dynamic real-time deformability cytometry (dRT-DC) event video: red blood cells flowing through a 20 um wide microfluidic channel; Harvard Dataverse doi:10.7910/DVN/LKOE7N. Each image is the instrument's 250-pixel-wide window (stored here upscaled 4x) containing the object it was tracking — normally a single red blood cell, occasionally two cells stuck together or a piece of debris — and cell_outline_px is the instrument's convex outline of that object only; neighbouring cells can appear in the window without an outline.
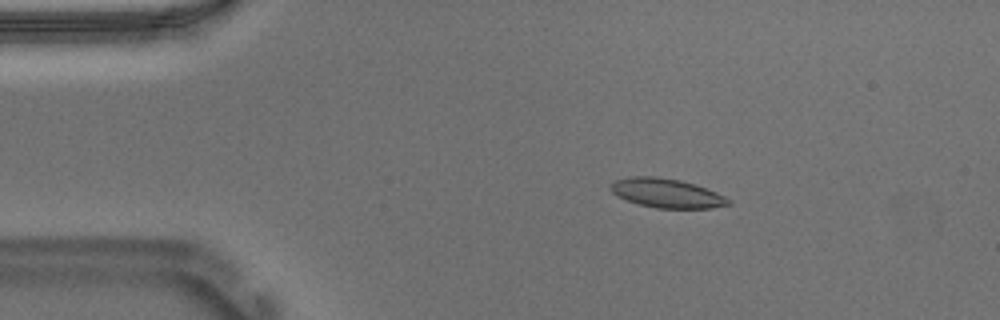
{"species": "Egyptian fruit bat (a non-hibernating species)", "species_latin": "Rousettus aegyptiacus", "temperature_condition": "warm", "stored_images_in_passage": 53, "camera_frame_rate_fps": 3000, "um_per_image_px": 0.085, "animal": {"sex": "male"}, "frame": {"image": 1, "passage_image": 8, "time_ms": 2.333, "image_size_px": [1000, 320], "cell_outline_px": [[732, 204], [712, 208], [656, 208], [640, 204], [628, 200], [612, 192], [608, 188], [616, 180], [628, 176], [656, 176], [680, 180], [696, 184], [716, 192], [732, 200]], "centroid_in_image_um": [56.7, 16.41], "position_along_channel_um": 28.3, "area_um2": 20.0}}
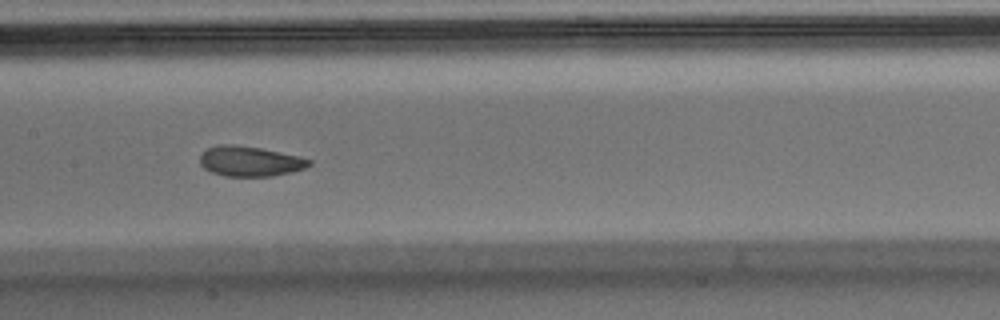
{"frame": {"image": 2, "passage_image": 25, "time_ms": 8.0, "image_size_px": [1000, 320], "cell_outline_px": [[312, 164], [304, 168], [292, 172], [272, 176], [224, 176], [212, 172], [204, 168], [200, 164], [200, 156], [208, 148], [220, 144], [236, 144], [260, 148], [300, 156], [312, 160]], "centroid_in_image_um": [21.26, 13.7], "position_along_channel_um": 186.1, "area_um2": 19.19}}
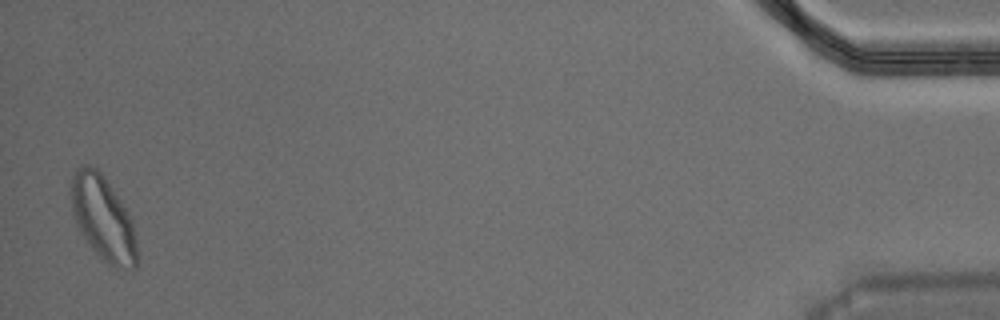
{"frame": {"image": 3, "passage_image": 52, "time_ms": 17.0, "image_size_px": [1000, 320], "cell_outline_px": [[136, 268], [132, 272], [116, 268], [100, 260], [80, 232], [76, 224], [72, 212], [68, 192], [72, 176], [80, 164], [88, 164], [96, 168], [104, 176], [120, 200], [132, 224], [136, 240]], "centroid_in_image_um": [8.71, 18.57], "position_along_channel_um": 426.5, "area_um2": 32.83}, "authors_computed_cell_mechanics": {"area_um2": 19.9988, "velocity_mm_per_s": 3.691, "shape_relaxation_time_tau1_ms": 3.9583, "shape_relaxation_time_tau2_ms": 1.4067, "deformation_change_tau1": 0.1337, "deformation_change_tau2": 0.0701}}